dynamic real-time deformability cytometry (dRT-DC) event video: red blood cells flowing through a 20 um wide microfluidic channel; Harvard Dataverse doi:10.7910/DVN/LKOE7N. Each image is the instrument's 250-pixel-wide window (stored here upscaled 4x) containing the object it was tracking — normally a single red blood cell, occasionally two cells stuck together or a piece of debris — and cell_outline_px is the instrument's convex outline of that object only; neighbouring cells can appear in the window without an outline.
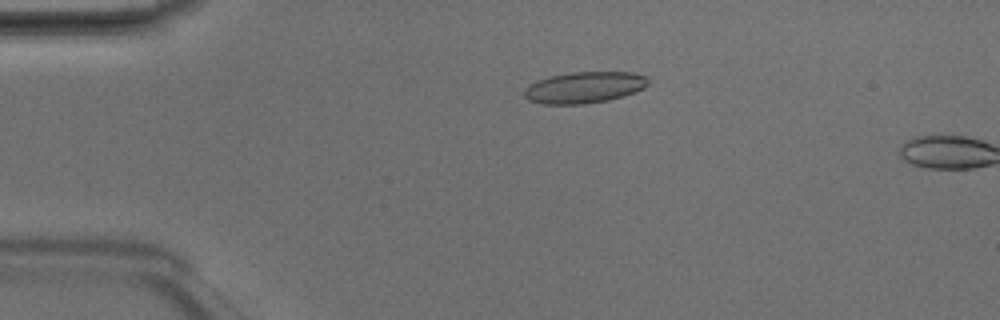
{"species": "Egyptian fruit bat (a non-hibernating species)", "species_latin": "Rousettus aegyptiacus", "temperature_condition": "room temperature", "stored_images_in_passage": 2, "camera_frame_rate_fps": 3000, "um_per_image_px": 0.085, "animal": {"sex": "male"}, "frame": {"image": 1, "passage_image": 1, "time_ms": 0.0, "image_size_px": [1000, 320], "cell_outline_px": [[648, 84], [644, 88], [624, 96], [608, 100], [584, 104], [544, 104], [528, 100], [524, 96], [524, 88], [528, 84], [552, 76], [572, 72], [632, 72], [648, 76]], "centroid_in_image_um": [49.68, 7.43], "position_along_channel_um": 35.3, "area_um2": 22.66}}